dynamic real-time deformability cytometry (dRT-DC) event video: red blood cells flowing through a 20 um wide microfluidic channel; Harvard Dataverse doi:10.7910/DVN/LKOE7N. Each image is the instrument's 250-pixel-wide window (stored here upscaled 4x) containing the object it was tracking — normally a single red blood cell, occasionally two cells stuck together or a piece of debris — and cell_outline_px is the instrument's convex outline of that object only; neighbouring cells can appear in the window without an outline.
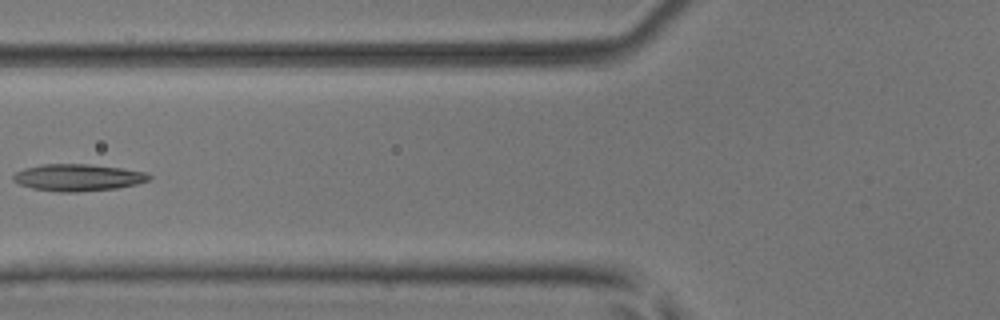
{"species": "common noctule bat (a hibernating species)", "species_latin": "Nyctalus noctula", "temperature_condition": "room temperature", "stored_images_in_passage": 6, "camera_frame_rate_fps": 3000, "um_per_image_px": 0.085, "animal": {"sex": "male", "body_mass_g": 17.9, "forearm_length_mm": 54.2}, "frame": {"image": 1, "passage_image": 6, "time_ms": 1.667, "image_size_px": [1000, 320], "cell_outline_px": [[152, 176], [148, 180], [136, 184], [116, 188], [76, 192], [60, 192], [32, 188], [20, 184], [12, 180], [12, 176], [16, 172], [24, 168], [40, 164], [88, 164], [120, 168], [144, 172]], "centroid_in_image_um": [6.58, 15.08], "position_along_channel_um": 119.2, "area_um2": 21.15}}